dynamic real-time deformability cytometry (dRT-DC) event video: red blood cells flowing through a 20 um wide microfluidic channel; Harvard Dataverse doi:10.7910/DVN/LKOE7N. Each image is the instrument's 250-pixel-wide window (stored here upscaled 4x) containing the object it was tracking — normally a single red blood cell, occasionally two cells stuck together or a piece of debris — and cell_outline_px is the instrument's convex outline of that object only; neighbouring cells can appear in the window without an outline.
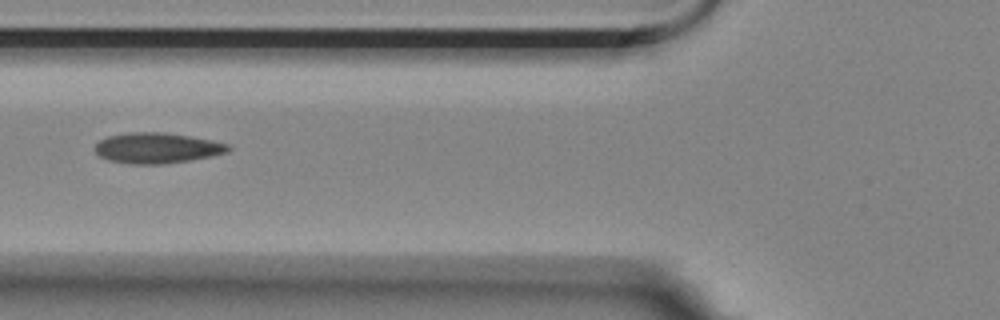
{"species": "Egyptian fruit bat (a non-hibernating species)", "species_latin": "Rousettus aegyptiacus", "temperature_condition": "room temperature", "stored_images_in_passage": 7, "camera_frame_rate_fps": 3000, "um_per_image_px": 0.085, "animal": {"sex": "female"}, "frame": {"image": 1, "passage_image": 3, "time_ms": 2.333, "image_size_px": [1000, 320], "cell_outline_px": [[232, 148], [228, 152], [212, 156], [164, 164], [128, 164], [108, 160], [100, 156], [92, 148], [100, 140], [108, 136], [128, 132], [164, 132], [212, 140], [228, 144]], "centroid_in_image_um": [13.32, 12.58], "position_along_channel_um": 112.5, "area_um2": 23.81}}
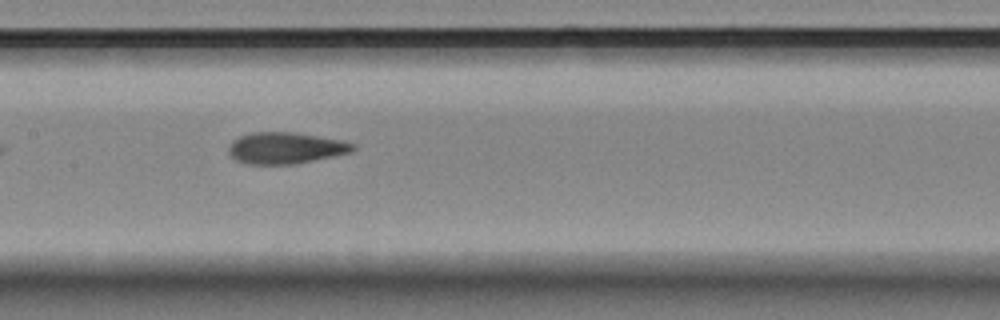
{"frame": {"image": 2, "passage_image": 5, "time_ms": 4.333, "image_size_px": [1000, 320], "cell_outline_px": [[356, 148], [352, 152], [292, 164], [248, 164], [236, 160], [228, 152], [228, 148], [232, 140], [240, 136], [252, 132], [292, 132], [340, 140], [356, 144]], "centroid_in_image_um": [24.25, 12.58], "position_along_channel_um": 183.2, "area_um2": 22.54}}
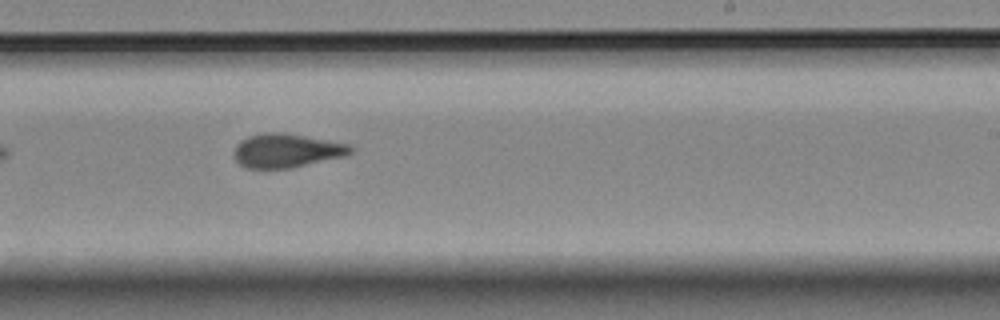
{"frame": {"image": 3, "passage_image": 7, "time_ms": 6.667, "image_size_px": [1000, 320], "cell_outline_px": [[356, 148], [348, 156], [292, 168], [248, 168], [240, 164], [236, 160], [232, 152], [236, 144], [240, 140], [248, 136], [264, 132], [284, 132], [348, 144]], "centroid_in_image_um": [24.37, 12.8], "position_along_channel_um": 264.6, "area_um2": 23.35}}